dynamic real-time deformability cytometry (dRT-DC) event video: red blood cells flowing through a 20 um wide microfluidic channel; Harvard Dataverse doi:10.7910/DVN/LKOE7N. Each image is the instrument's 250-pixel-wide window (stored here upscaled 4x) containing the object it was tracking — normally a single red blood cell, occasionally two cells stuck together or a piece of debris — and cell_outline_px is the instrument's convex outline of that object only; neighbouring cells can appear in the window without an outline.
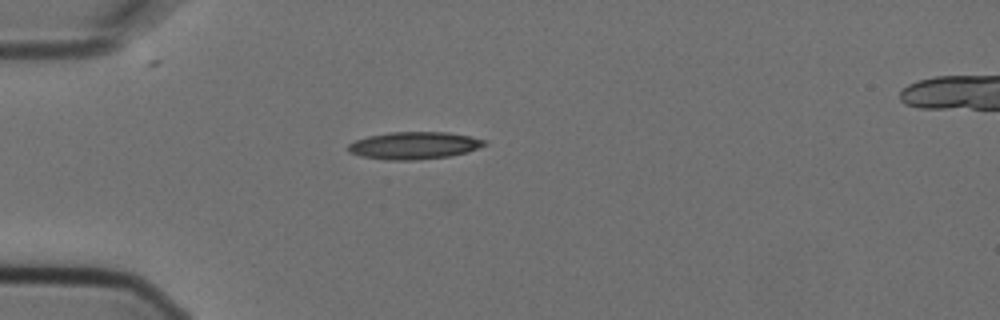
{"species": "Egyptian fruit bat (a non-hibernating species)", "species_latin": "Rousettus aegyptiacus", "temperature_condition": "cold", "stored_images_in_passage": 2, "camera_frame_rate_fps": 3000, "um_per_image_px": 0.085, "animal": {"sex": "female"}, "frame": {"image": 1, "passage_image": 2, "time_ms": 0.333, "image_size_px": [1000, 320], "cell_outline_px": [[488, 144], [468, 152], [448, 156], [416, 160], [384, 160], [360, 156], [348, 152], [348, 144], [356, 140], [368, 136], [388, 132], [448, 132], [488, 140]], "centroid_in_image_um": [35.2, 12.37], "position_along_channel_um": 49.8, "area_um2": 21.85}}